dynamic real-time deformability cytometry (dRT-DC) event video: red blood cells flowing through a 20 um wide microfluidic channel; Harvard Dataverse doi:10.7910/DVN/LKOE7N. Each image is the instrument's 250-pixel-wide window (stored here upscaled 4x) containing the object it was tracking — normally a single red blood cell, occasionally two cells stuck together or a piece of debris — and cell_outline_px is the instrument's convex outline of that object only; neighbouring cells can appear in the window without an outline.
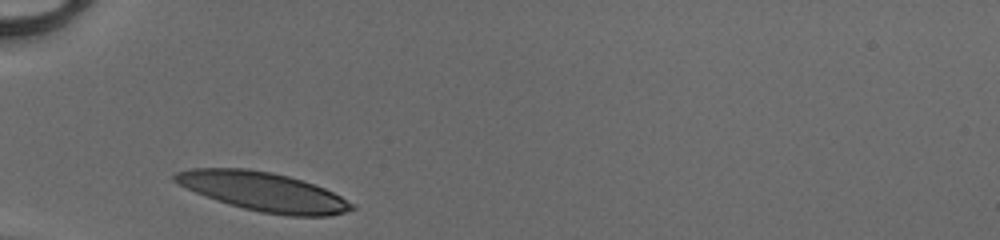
{"species": "human", "species_latin": "Homo sapiens", "temperature_condition": "cold", "stored_images_in_passage": 26, "camera_frame_rate_fps": 3000, "um_per_image_px": 0.085, "donor": {"sex": "male"}, "frame": {"image": 1, "passage_image": 1, "time_ms": 0.0, "image_size_px": [1000, 240], "cell_outline_px": [[356, 208], [344, 212], [328, 216], [288, 216], [260, 212], [228, 204], [196, 192], [172, 180], [172, 176], [176, 172], [192, 168], [248, 168], [272, 172], [288, 176], [324, 188], [340, 196], [352, 204]], "centroid_in_image_um": [22.37, 16.28], "position_along_channel_um": 62.6, "area_um2": 39.71}}
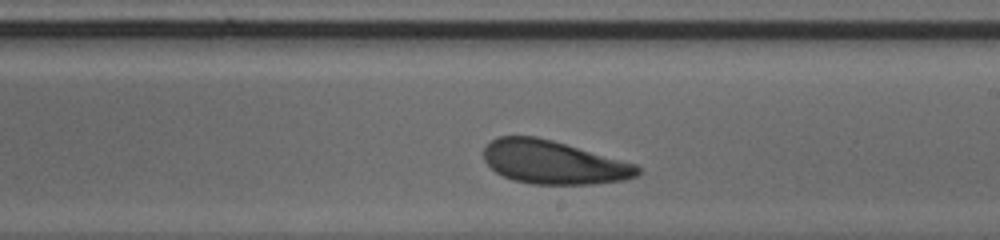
{"frame": {"image": 2, "passage_image": 15, "time_ms": 4.667, "image_size_px": [1000, 240], "cell_outline_px": [[640, 172], [636, 176], [624, 180], [592, 184], [532, 184], [512, 180], [496, 172], [484, 160], [484, 148], [492, 140], [500, 136], [536, 136], [552, 140], [636, 164], [640, 168]], "centroid_in_image_um": [47.04, 13.8], "position_along_channel_um": 242.0, "area_um2": 38.67}}
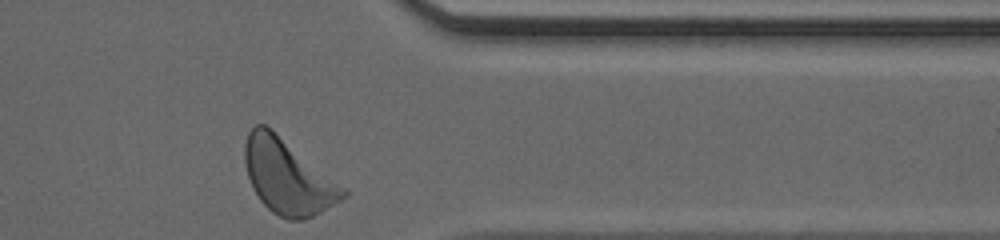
{"frame": {"image": 3, "passage_image": 26, "time_ms": 8.333, "image_size_px": [1000, 240], "cell_outline_px": [[348, 196], [320, 212], [304, 220], [288, 220], [272, 212], [260, 200], [248, 176], [244, 160], [244, 144], [248, 132], [256, 124], [264, 124], [344, 188], [348, 192]], "centroid_in_image_um": [24.42, 15.05], "position_along_channel_um": 387.0, "area_um2": 41.44}, "authors_computed_cell_mechanics": {"area_um2": 39.8531, "velocity_mm_per_s": 4.0913, "shape_relaxation_time_tau1_ms": 1.7457, "shape_relaxation_time_tau2_ms": 5.7144, "deformation_change_tau1": 0.098, "deformation_change_tau2": 0.1676}}